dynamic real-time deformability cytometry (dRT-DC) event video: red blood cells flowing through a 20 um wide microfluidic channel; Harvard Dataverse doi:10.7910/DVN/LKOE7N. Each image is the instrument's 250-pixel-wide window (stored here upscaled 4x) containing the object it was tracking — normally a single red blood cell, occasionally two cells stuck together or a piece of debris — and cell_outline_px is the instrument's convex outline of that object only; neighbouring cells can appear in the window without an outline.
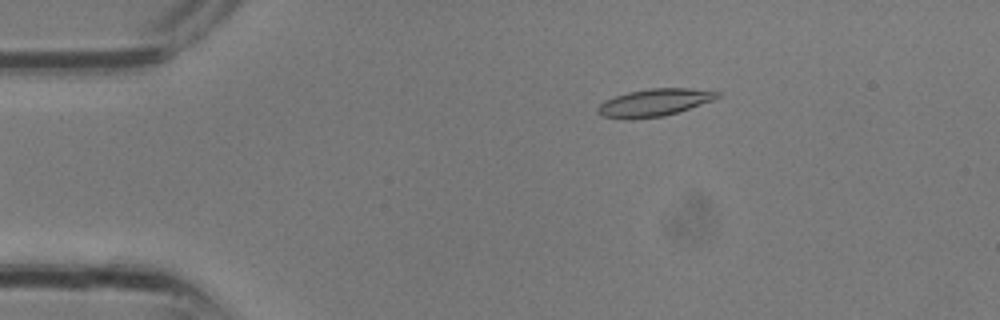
{"species": "common noctule bat (a hibernating species)", "species_latin": "Nyctalus noctula", "temperature_condition": "room temperature", "stored_images_in_passage": 31, "camera_frame_rate_fps": 3000, "um_per_image_px": 0.085, "animal": {"sex": "male", "body_mass_g": 13.3}, "frame": {"image": 1, "passage_image": 6, "time_ms": 1.667, "image_size_px": [1000, 320], "cell_outline_px": [[720, 96], [712, 100], [664, 116], [632, 120], [628, 120], [604, 116], [596, 112], [596, 108], [604, 100], [628, 92], [648, 88], [692, 88], [720, 92]], "centroid_in_image_um": [55.56, 8.72], "position_along_channel_um": 29.4, "area_um2": 19.07}}
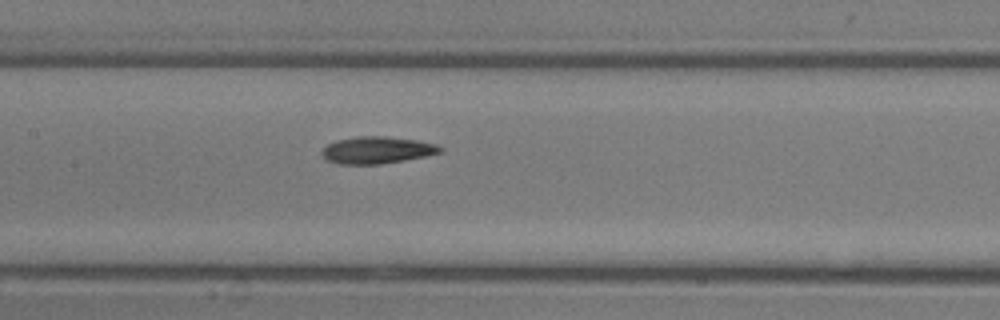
{"frame": {"image": 2, "passage_image": 15, "time_ms": 4.667, "image_size_px": [1000, 320], "cell_outline_px": [[444, 152], [404, 160], [380, 164], [340, 164], [324, 160], [320, 156], [320, 152], [328, 144], [336, 140], [360, 136], [384, 136], [416, 140], [436, 144], [444, 148]], "centroid_in_image_um": [32.02, 12.76], "position_along_channel_um": 175.4, "area_um2": 18.73}}
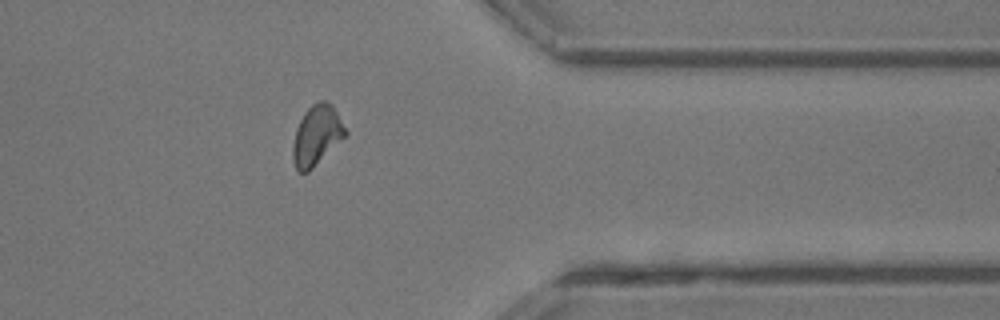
{"frame": {"image": 3, "passage_image": 25, "time_ms": 8.0, "image_size_px": [1000, 320], "cell_outline_px": [[348, 132], [308, 172], [300, 172], [296, 168], [292, 160], [292, 144], [296, 128], [304, 112], [316, 100], [324, 100], [332, 104]], "centroid_in_image_um": [26.89, 11.47], "position_along_channel_um": 384.5, "area_um2": 18.15}}